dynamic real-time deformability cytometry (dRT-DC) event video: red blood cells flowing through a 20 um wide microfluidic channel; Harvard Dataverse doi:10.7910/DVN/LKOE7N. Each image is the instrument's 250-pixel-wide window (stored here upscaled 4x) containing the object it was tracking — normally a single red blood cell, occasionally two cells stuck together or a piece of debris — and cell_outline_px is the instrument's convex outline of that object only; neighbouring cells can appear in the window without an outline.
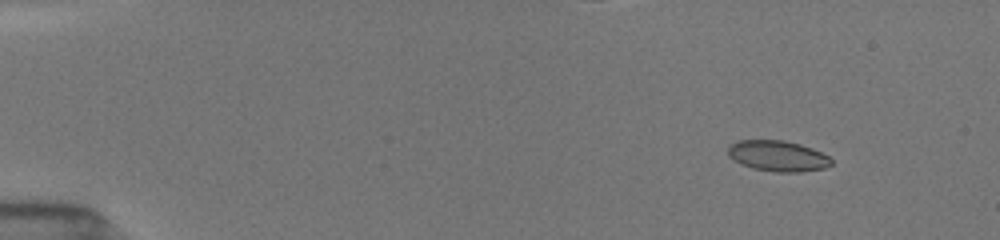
{"species": "common noctule bat (a hibernating species)", "species_latin": "Nyctalus noctula", "temperature_condition": "room temperature", "stored_images_in_passage": 55, "camera_frame_rate_fps": 3000, "um_per_image_px": 0.085, "animal": {"sex": "female", "body_mass_g": 19.5, "forearm_length_mm": 54.1}, "frame": {"image": 1, "passage_image": 4, "time_ms": 1.667, "image_size_px": [1000, 240], "cell_outline_px": [[832, 164], [824, 168], [800, 172], [776, 172], [752, 168], [740, 164], [728, 156], [728, 148], [732, 144], [740, 140], [784, 140], [800, 144], [820, 152], [828, 156], [832, 160]], "centroid_in_image_um": [66.1, 13.26], "position_along_channel_um": 18.9, "area_um2": 18.44}}
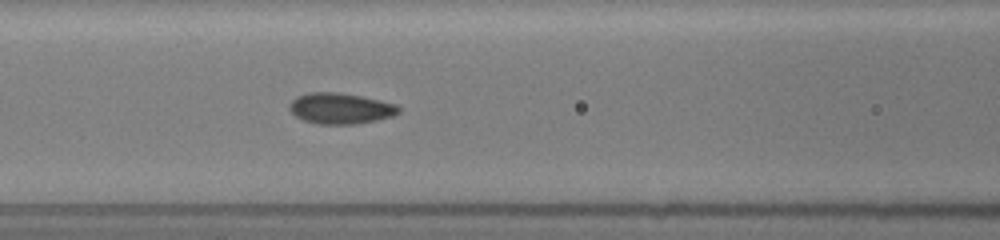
{"frame": {"image": 2, "passage_image": 15, "time_ms": 7.667, "image_size_px": [1000, 240], "cell_outline_px": [[400, 112], [392, 116], [376, 120], [356, 124], [316, 124], [304, 120], [296, 116], [288, 108], [292, 100], [296, 96], [308, 92], [340, 92], [380, 100], [396, 104], [400, 108]], "centroid_in_image_um": [28.93, 9.21], "position_along_channel_um": 137.7, "area_um2": 19.71}}
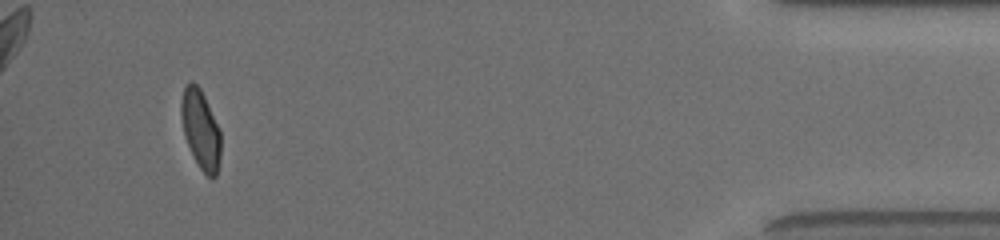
{"frame": {"image": 3, "passage_image": 50, "time_ms": 16.333, "image_size_px": [1000, 240], "cell_outline_px": [[220, 156], [216, 176], [212, 180], [200, 168], [184, 136], [180, 116], [180, 100], [184, 84], [192, 80], [200, 88], [204, 96], [220, 132]], "centroid_in_image_um": [17.02, 10.95], "position_along_channel_um": 418.2, "area_um2": 18.15}, "authors_computed_cell_mechanics": {"area_um2": 18.7272, "velocity_mm_per_s": 3.9374, "shape_relaxation_time_tau1_ms": 4.2374, "shape_relaxation_time_tau2_ms": 0.6631, "deformation_change_tau1": 0.1259, "deformation_change_tau2": 0.0404}}